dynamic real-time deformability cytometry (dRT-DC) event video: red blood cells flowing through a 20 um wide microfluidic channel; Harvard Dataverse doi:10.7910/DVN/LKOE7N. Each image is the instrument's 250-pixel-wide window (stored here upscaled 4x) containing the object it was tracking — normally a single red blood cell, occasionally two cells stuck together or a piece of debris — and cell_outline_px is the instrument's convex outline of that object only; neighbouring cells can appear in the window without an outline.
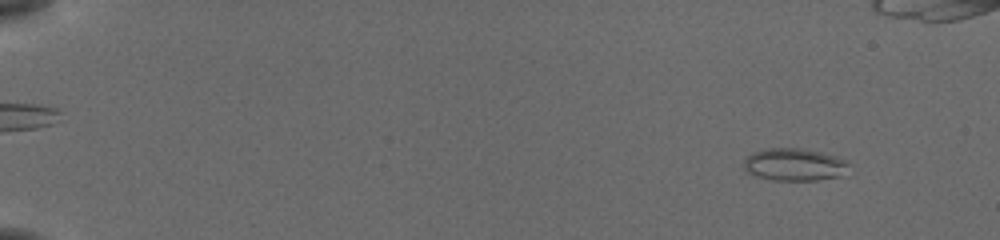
{"species": "common noctule bat (a hibernating species)", "species_latin": "Nyctalus noctula", "temperature_condition": "cold", "stored_images_in_passage": 54, "camera_frame_rate_fps": 3000, "um_per_image_px": 0.085, "animal": {"sex": "female", "body_mass_g": 19.5, "forearm_length_mm": 54.1}, "frame": {"image": 1, "passage_image": 3, "time_ms": 0.667, "image_size_px": [1000, 240], "cell_outline_px": [[848, 164], [840, 176], [816, 180], [772, 180], [752, 176], [744, 168], [744, 160], [752, 152], [768, 148], [800, 148], [820, 152], [836, 156], [848, 160]], "centroid_in_image_um": [67.47, 13.99], "position_along_channel_um": 17.5, "area_um2": 19.83}}
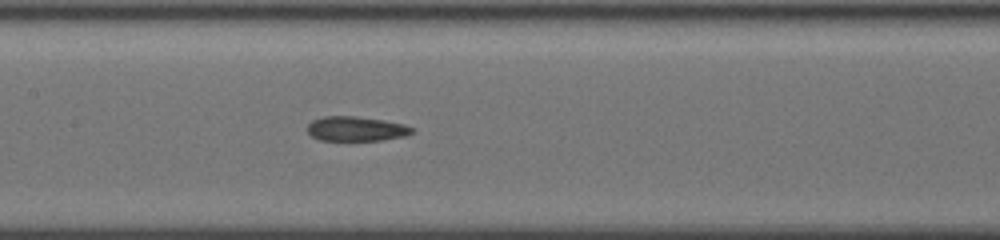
{"frame": {"image": 2, "passage_image": 27, "time_ms": 8.667, "image_size_px": [1000, 240], "cell_outline_px": [[412, 132], [404, 136], [384, 140], [320, 140], [312, 136], [308, 132], [308, 124], [312, 120], [324, 116], [356, 116], [384, 120], [404, 124], [412, 128]], "centroid_in_image_um": [30.25, 10.94], "position_along_channel_um": 177.2, "area_um2": 14.91}}
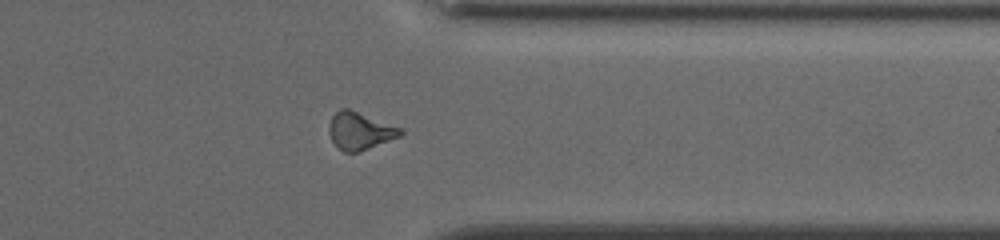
{"frame": {"image": 3, "passage_image": 43, "time_ms": 14.0, "image_size_px": [1000, 240], "cell_outline_px": [[404, 132], [400, 136], [368, 148], [356, 152], [344, 152], [336, 148], [328, 132], [328, 128], [332, 116], [340, 108], [348, 108], [404, 128]], "centroid_in_image_um": [30.59, 11.11], "position_along_channel_um": 380.8, "area_um2": 15.66}, "authors_computed_cell_mechanics": {"area_um2": 15.606, "velocity_mm_per_s": 3.8523, "shape_relaxation_time_tau1_ms": null, "shape_relaxation_time_tau2_ms": 4.7483, "deformation_change_tau1": null, "deformation_change_tau2": 0.1176}}